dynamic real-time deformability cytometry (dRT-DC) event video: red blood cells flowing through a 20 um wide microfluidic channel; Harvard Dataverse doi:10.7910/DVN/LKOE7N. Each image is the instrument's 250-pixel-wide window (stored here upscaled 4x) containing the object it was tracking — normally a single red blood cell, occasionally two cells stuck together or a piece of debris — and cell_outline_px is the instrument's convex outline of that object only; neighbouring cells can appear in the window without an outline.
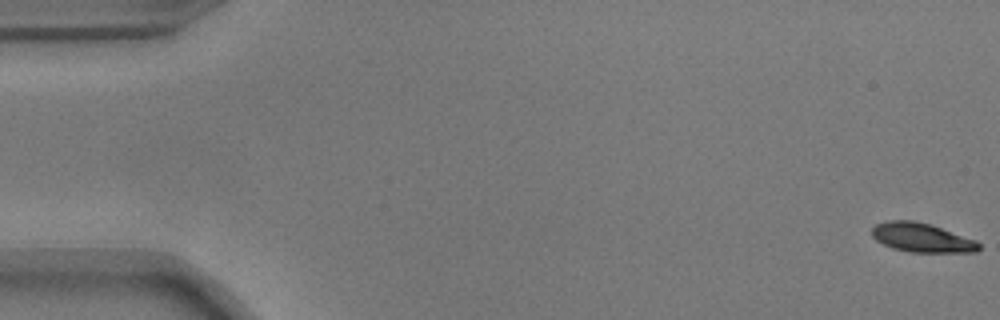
{"species": "common noctule bat (a hibernating species)", "species_latin": "Nyctalus noctula", "temperature_condition": "warm", "stored_images_in_passage": 55, "camera_frame_rate_fps": 3000, "um_per_image_px": 0.085, "animal": {"sex": "male", "body_mass_g": 17.9}, "frame": {"image": 1, "passage_image": 1, "time_ms": 0.0, "image_size_px": [1000, 320], "cell_outline_px": [[980, 248], [976, 252], [908, 252], [892, 248], [876, 240], [872, 236], [872, 228], [876, 224], [888, 220], [912, 220], [932, 224], [976, 240], [980, 244]], "centroid_in_image_um": [78.35, 20.19], "position_along_channel_um": 6.6, "area_um2": 18.26}}
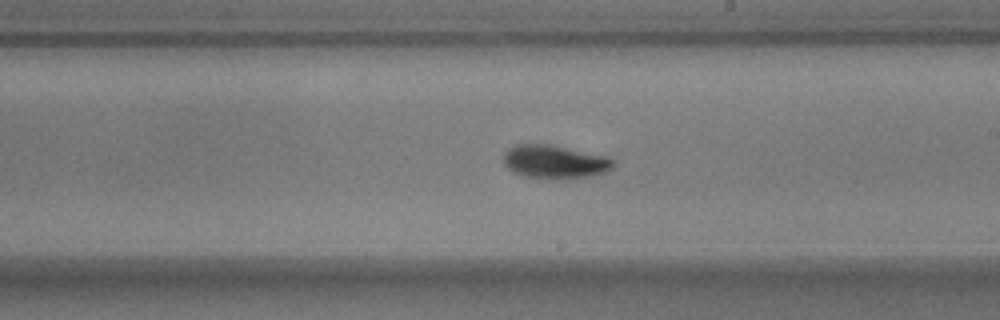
{"frame": {"image": 2, "passage_image": 32, "time_ms": 10.333, "image_size_px": [1000, 320], "cell_outline_px": [[612, 168], [608, 172], [592, 176], [568, 180], [560, 180], [524, 176], [508, 168], [504, 164], [504, 152], [508, 148], [516, 144], [552, 144], [608, 156], [612, 160]], "centroid_in_image_um": [47.18, 13.76], "position_along_channel_um": 241.8, "area_um2": 21.79}}
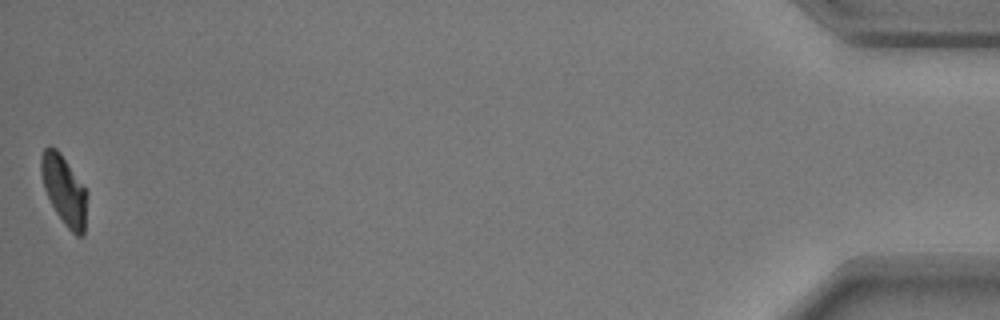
{"frame": {"image": 3, "passage_image": 55, "time_ms": 18.0, "image_size_px": [1000, 320], "cell_outline_px": [[88, 196], [84, 236], [76, 236], [64, 224], [56, 212], [44, 188], [40, 172], [40, 156], [44, 148], [48, 144], [56, 148], [60, 152], [88, 192]], "centroid_in_image_um": [5.46, 16.15], "position_along_channel_um": 429.7, "area_um2": 18.79}, "authors_computed_cell_mechanics": {"area_um2": 19.8254, "velocity_mm_per_s": 3.6916, "shape_relaxation_time_tau1_ms": 2.2716, "shape_relaxation_time_tau2_ms": 1.3927, "deformation_change_tau1": 0.1358, "deformation_change_tau2": 0.0516}}